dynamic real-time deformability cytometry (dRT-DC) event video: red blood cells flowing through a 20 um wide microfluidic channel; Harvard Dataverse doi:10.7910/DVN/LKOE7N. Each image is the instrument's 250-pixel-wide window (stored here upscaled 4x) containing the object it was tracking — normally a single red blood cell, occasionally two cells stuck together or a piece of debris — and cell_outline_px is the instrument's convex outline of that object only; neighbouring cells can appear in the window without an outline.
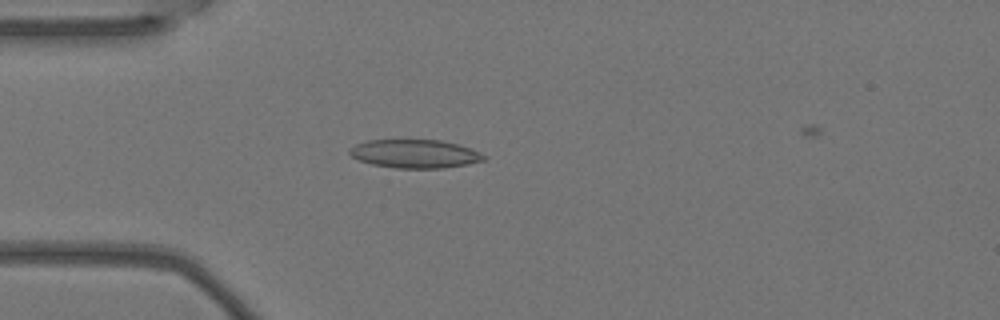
{"species": "Egyptian fruit bat (a non-hibernating species)", "species_latin": "Rousettus aegyptiacus", "temperature_condition": "warm", "stored_images_in_passage": 3, "camera_frame_rate_fps": 3000, "um_per_image_px": 0.085, "animal": {"sex": "female"}, "frame": {"image": 1, "passage_image": 3, "time_ms": 0.667, "image_size_px": [1000, 320], "cell_outline_px": [[488, 156], [484, 160], [468, 164], [444, 168], [396, 168], [372, 164], [360, 160], [352, 156], [348, 152], [348, 148], [356, 144], [368, 140], [440, 140], [472, 148]], "centroid_in_image_um": [35.28, 13.07], "position_along_channel_um": 49.7, "area_um2": 22.31}}